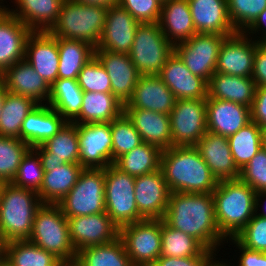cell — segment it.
<instances>
[{"mask_svg": "<svg viewBox=\"0 0 266 266\" xmlns=\"http://www.w3.org/2000/svg\"><path fill=\"white\" fill-rule=\"evenodd\" d=\"M162 220L216 251L227 240L217 226L212 193L171 192Z\"/></svg>", "mask_w": 266, "mask_h": 266, "instance_id": "cell-1", "label": "cell"}, {"mask_svg": "<svg viewBox=\"0 0 266 266\" xmlns=\"http://www.w3.org/2000/svg\"><path fill=\"white\" fill-rule=\"evenodd\" d=\"M160 168L170 192L212 193L218 183L195 146L162 150Z\"/></svg>", "mask_w": 266, "mask_h": 266, "instance_id": "cell-2", "label": "cell"}, {"mask_svg": "<svg viewBox=\"0 0 266 266\" xmlns=\"http://www.w3.org/2000/svg\"><path fill=\"white\" fill-rule=\"evenodd\" d=\"M220 233L234 238L256 213V192L240 178L218 181L212 192Z\"/></svg>", "mask_w": 266, "mask_h": 266, "instance_id": "cell-3", "label": "cell"}, {"mask_svg": "<svg viewBox=\"0 0 266 266\" xmlns=\"http://www.w3.org/2000/svg\"><path fill=\"white\" fill-rule=\"evenodd\" d=\"M42 204L37 192L3 183L0 195V234L8 242L28 240L36 211Z\"/></svg>", "mask_w": 266, "mask_h": 266, "instance_id": "cell-4", "label": "cell"}, {"mask_svg": "<svg viewBox=\"0 0 266 266\" xmlns=\"http://www.w3.org/2000/svg\"><path fill=\"white\" fill-rule=\"evenodd\" d=\"M107 9L64 0L58 19L48 31L57 38L82 40L97 47L105 24Z\"/></svg>", "mask_w": 266, "mask_h": 266, "instance_id": "cell-5", "label": "cell"}, {"mask_svg": "<svg viewBox=\"0 0 266 266\" xmlns=\"http://www.w3.org/2000/svg\"><path fill=\"white\" fill-rule=\"evenodd\" d=\"M28 241L60 260L77 258L70 239L67 217L58 204H42L37 209Z\"/></svg>", "mask_w": 266, "mask_h": 266, "instance_id": "cell-6", "label": "cell"}, {"mask_svg": "<svg viewBox=\"0 0 266 266\" xmlns=\"http://www.w3.org/2000/svg\"><path fill=\"white\" fill-rule=\"evenodd\" d=\"M174 46L161 31L159 23H140L129 57L141 75H159Z\"/></svg>", "mask_w": 266, "mask_h": 266, "instance_id": "cell-7", "label": "cell"}, {"mask_svg": "<svg viewBox=\"0 0 266 266\" xmlns=\"http://www.w3.org/2000/svg\"><path fill=\"white\" fill-rule=\"evenodd\" d=\"M135 178L113 164L105 168V212L119 229L143 220L135 201Z\"/></svg>", "mask_w": 266, "mask_h": 266, "instance_id": "cell-8", "label": "cell"}, {"mask_svg": "<svg viewBox=\"0 0 266 266\" xmlns=\"http://www.w3.org/2000/svg\"><path fill=\"white\" fill-rule=\"evenodd\" d=\"M58 205L67 218L105 212V169L84 168Z\"/></svg>", "mask_w": 266, "mask_h": 266, "instance_id": "cell-9", "label": "cell"}, {"mask_svg": "<svg viewBox=\"0 0 266 266\" xmlns=\"http://www.w3.org/2000/svg\"><path fill=\"white\" fill-rule=\"evenodd\" d=\"M133 266H151L161 255V219H143L119 229Z\"/></svg>", "mask_w": 266, "mask_h": 266, "instance_id": "cell-10", "label": "cell"}, {"mask_svg": "<svg viewBox=\"0 0 266 266\" xmlns=\"http://www.w3.org/2000/svg\"><path fill=\"white\" fill-rule=\"evenodd\" d=\"M169 116L172 146H195L207 132L206 99L176 100Z\"/></svg>", "mask_w": 266, "mask_h": 266, "instance_id": "cell-11", "label": "cell"}, {"mask_svg": "<svg viewBox=\"0 0 266 266\" xmlns=\"http://www.w3.org/2000/svg\"><path fill=\"white\" fill-rule=\"evenodd\" d=\"M227 36L196 33L188 40L174 46V51L193 75L207 83L216 73L218 54Z\"/></svg>", "mask_w": 266, "mask_h": 266, "instance_id": "cell-12", "label": "cell"}, {"mask_svg": "<svg viewBox=\"0 0 266 266\" xmlns=\"http://www.w3.org/2000/svg\"><path fill=\"white\" fill-rule=\"evenodd\" d=\"M79 164L88 169L112 165L110 122L77 124Z\"/></svg>", "mask_w": 266, "mask_h": 266, "instance_id": "cell-13", "label": "cell"}, {"mask_svg": "<svg viewBox=\"0 0 266 266\" xmlns=\"http://www.w3.org/2000/svg\"><path fill=\"white\" fill-rule=\"evenodd\" d=\"M236 32L223 41L217 59L216 73L251 77L258 39Z\"/></svg>", "mask_w": 266, "mask_h": 266, "instance_id": "cell-14", "label": "cell"}, {"mask_svg": "<svg viewBox=\"0 0 266 266\" xmlns=\"http://www.w3.org/2000/svg\"><path fill=\"white\" fill-rule=\"evenodd\" d=\"M69 234L76 252L93 245H103L119 237V228L106 212L68 217Z\"/></svg>", "mask_w": 266, "mask_h": 266, "instance_id": "cell-15", "label": "cell"}, {"mask_svg": "<svg viewBox=\"0 0 266 266\" xmlns=\"http://www.w3.org/2000/svg\"><path fill=\"white\" fill-rule=\"evenodd\" d=\"M170 193L161 168L135 178V201L143 219H162Z\"/></svg>", "mask_w": 266, "mask_h": 266, "instance_id": "cell-16", "label": "cell"}, {"mask_svg": "<svg viewBox=\"0 0 266 266\" xmlns=\"http://www.w3.org/2000/svg\"><path fill=\"white\" fill-rule=\"evenodd\" d=\"M139 24L140 22L120 5L108 8L104 29L95 50L129 54Z\"/></svg>", "mask_w": 266, "mask_h": 266, "instance_id": "cell-17", "label": "cell"}, {"mask_svg": "<svg viewBox=\"0 0 266 266\" xmlns=\"http://www.w3.org/2000/svg\"><path fill=\"white\" fill-rule=\"evenodd\" d=\"M24 60L51 86L58 79L57 37L48 31H32L26 41Z\"/></svg>", "mask_w": 266, "mask_h": 266, "instance_id": "cell-18", "label": "cell"}, {"mask_svg": "<svg viewBox=\"0 0 266 266\" xmlns=\"http://www.w3.org/2000/svg\"><path fill=\"white\" fill-rule=\"evenodd\" d=\"M158 76L173 92L176 100L208 97V83L193 75L175 51L168 57Z\"/></svg>", "mask_w": 266, "mask_h": 266, "instance_id": "cell-19", "label": "cell"}, {"mask_svg": "<svg viewBox=\"0 0 266 266\" xmlns=\"http://www.w3.org/2000/svg\"><path fill=\"white\" fill-rule=\"evenodd\" d=\"M0 82L8 92L32 98L37 104H48L51 86L25 60L5 69Z\"/></svg>", "mask_w": 266, "mask_h": 266, "instance_id": "cell-20", "label": "cell"}, {"mask_svg": "<svg viewBox=\"0 0 266 266\" xmlns=\"http://www.w3.org/2000/svg\"><path fill=\"white\" fill-rule=\"evenodd\" d=\"M95 56L105 68L111 81V93L123 104L132 97L141 76L129 54L95 50Z\"/></svg>", "mask_w": 266, "mask_h": 266, "instance_id": "cell-21", "label": "cell"}, {"mask_svg": "<svg viewBox=\"0 0 266 266\" xmlns=\"http://www.w3.org/2000/svg\"><path fill=\"white\" fill-rule=\"evenodd\" d=\"M175 101L173 92L158 75H141L124 109H146L169 115Z\"/></svg>", "mask_w": 266, "mask_h": 266, "instance_id": "cell-22", "label": "cell"}, {"mask_svg": "<svg viewBox=\"0 0 266 266\" xmlns=\"http://www.w3.org/2000/svg\"><path fill=\"white\" fill-rule=\"evenodd\" d=\"M207 131L229 137L251 122L250 107L206 98Z\"/></svg>", "mask_w": 266, "mask_h": 266, "instance_id": "cell-23", "label": "cell"}, {"mask_svg": "<svg viewBox=\"0 0 266 266\" xmlns=\"http://www.w3.org/2000/svg\"><path fill=\"white\" fill-rule=\"evenodd\" d=\"M32 31L0 5V74L16 62L24 60L25 45Z\"/></svg>", "mask_w": 266, "mask_h": 266, "instance_id": "cell-24", "label": "cell"}, {"mask_svg": "<svg viewBox=\"0 0 266 266\" xmlns=\"http://www.w3.org/2000/svg\"><path fill=\"white\" fill-rule=\"evenodd\" d=\"M195 148L217 181L240 178L227 137L207 131Z\"/></svg>", "mask_w": 266, "mask_h": 266, "instance_id": "cell-25", "label": "cell"}, {"mask_svg": "<svg viewBox=\"0 0 266 266\" xmlns=\"http://www.w3.org/2000/svg\"><path fill=\"white\" fill-rule=\"evenodd\" d=\"M44 171L38 196L43 204H58L74 187L84 169L76 163L42 162Z\"/></svg>", "mask_w": 266, "mask_h": 266, "instance_id": "cell-26", "label": "cell"}, {"mask_svg": "<svg viewBox=\"0 0 266 266\" xmlns=\"http://www.w3.org/2000/svg\"><path fill=\"white\" fill-rule=\"evenodd\" d=\"M196 33L229 36L237 31L231 24L227 0H188Z\"/></svg>", "mask_w": 266, "mask_h": 266, "instance_id": "cell-27", "label": "cell"}, {"mask_svg": "<svg viewBox=\"0 0 266 266\" xmlns=\"http://www.w3.org/2000/svg\"><path fill=\"white\" fill-rule=\"evenodd\" d=\"M66 123L50 105L38 104L22 123L21 140L35 148L52 138Z\"/></svg>", "mask_w": 266, "mask_h": 266, "instance_id": "cell-28", "label": "cell"}, {"mask_svg": "<svg viewBox=\"0 0 266 266\" xmlns=\"http://www.w3.org/2000/svg\"><path fill=\"white\" fill-rule=\"evenodd\" d=\"M140 134L142 141L159 147L161 150L172 146L170 116L146 109H124Z\"/></svg>", "mask_w": 266, "mask_h": 266, "instance_id": "cell-29", "label": "cell"}, {"mask_svg": "<svg viewBox=\"0 0 266 266\" xmlns=\"http://www.w3.org/2000/svg\"><path fill=\"white\" fill-rule=\"evenodd\" d=\"M158 23L173 46L196 34L188 0H167L162 3Z\"/></svg>", "mask_w": 266, "mask_h": 266, "instance_id": "cell-30", "label": "cell"}, {"mask_svg": "<svg viewBox=\"0 0 266 266\" xmlns=\"http://www.w3.org/2000/svg\"><path fill=\"white\" fill-rule=\"evenodd\" d=\"M64 0H14L17 8H7L9 15L18 18L31 31H49L56 23Z\"/></svg>", "mask_w": 266, "mask_h": 266, "instance_id": "cell-31", "label": "cell"}, {"mask_svg": "<svg viewBox=\"0 0 266 266\" xmlns=\"http://www.w3.org/2000/svg\"><path fill=\"white\" fill-rule=\"evenodd\" d=\"M34 149L41 162L79 164L77 123L67 122L52 138Z\"/></svg>", "mask_w": 266, "mask_h": 266, "instance_id": "cell-32", "label": "cell"}, {"mask_svg": "<svg viewBox=\"0 0 266 266\" xmlns=\"http://www.w3.org/2000/svg\"><path fill=\"white\" fill-rule=\"evenodd\" d=\"M256 85L251 77L215 73L208 82V97L251 107Z\"/></svg>", "mask_w": 266, "mask_h": 266, "instance_id": "cell-33", "label": "cell"}, {"mask_svg": "<svg viewBox=\"0 0 266 266\" xmlns=\"http://www.w3.org/2000/svg\"><path fill=\"white\" fill-rule=\"evenodd\" d=\"M124 112V104L112 93L84 92L77 124L111 122Z\"/></svg>", "mask_w": 266, "mask_h": 266, "instance_id": "cell-34", "label": "cell"}, {"mask_svg": "<svg viewBox=\"0 0 266 266\" xmlns=\"http://www.w3.org/2000/svg\"><path fill=\"white\" fill-rule=\"evenodd\" d=\"M58 79H77L82 67L95 56V47L74 39L57 38Z\"/></svg>", "mask_w": 266, "mask_h": 266, "instance_id": "cell-35", "label": "cell"}, {"mask_svg": "<svg viewBox=\"0 0 266 266\" xmlns=\"http://www.w3.org/2000/svg\"><path fill=\"white\" fill-rule=\"evenodd\" d=\"M83 95L77 79H57L51 85L48 105L67 122H72L80 114Z\"/></svg>", "mask_w": 266, "mask_h": 266, "instance_id": "cell-36", "label": "cell"}, {"mask_svg": "<svg viewBox=\"0 0 266 266\" xmlns=\"http://www.w3.org/2000/svg\"><path fill=\"white\" fill-rule=\"evenodd\" d=\"M162 150L143 142L131 151L118 157L113 165L121 172L137 177L160 169Z\"/></svg>", "mask_w": 266, "mask_h": 266, "instance_id": "cell-37", "label": "cell"}, {"mask_svg": "<svg viewBox=\"0 0 266 266\" xmlns=\"http://www.w3.org/2000/svg\"><path fill=\"white\" fill-rule=\"evenodd\" d=\"M38 104L29 97L7 92L0 116V136L21 140V126Z\"/></svg>", "mask_w": 266, "mask_h": 266, "instance_id": "cell-38", "label": "cell"}, {"mask_svg": "<svg viewBox=\"0 0 266 266\" xmlns=\"http://www.w3.org/2000/svg\"><path fill=\"white\" fill-rule=\"evenodd\" d=\"M77 259L82 266H133L120 237L107 244L81 249Z\"/></svg>", "mask_w": 266, "mask_h": 266, "instance_id": "cell-39", "label": "cell"}, {"mask_svg": "<svg viewBox=\"0 0 266 266\" xmlns=\"http://www.w3.org/2000/svg\"><path fill=\"white\" fill-rule=\"evenodd\" d=\"M235 165L242 170L263 147V130L250 122L235 134L227 137Z\"/></svg>", "mask_w": 266, "mask_h": 266, "instance_id": "cell-40", "label": "cell"}, {"mask_svg": "<svg viewBox=\"0 0 266 266\" xmlns=\"http://www.w3.org/2000/svg\"><path fill=\"white\" fill-rule=\"evenodd\" d=\"M206 248L194 237L168 226L161 219V255L166 257L200 256Z\"/></svg>", "mask_w": 266, "mask_h": 266, "instance_id": "cell-41", "label": "cell"}, {"mask_svg": "<svg viewBox=\"0 0 266 266\" xmlns=\"http://www.w3.org/2000/svg\"><path fill=\"white\" fill-rule=\"evenodd\" d=\"M6 260L12 266H56L60 261L54 254L28 240L7 242Z\"/></svg>", "mask_w": 266, "mask_h": 266, "instance_id": "cell-42", "label": "cell"}, {"mask_svg": "<svg viewBox=\"0 0 266 266\" xmlns=\"http://www.w3.org/2000/svg\"><path fill=\"white\" fill-rule=\"evenodd\" d=\"M31 147L16 137L0 136V181L10 183Z\"/></svg>", "mask_w": 266, "mask_h": 266, "instance_id": "cell-43", "label": "cell"}, {"mask_svg": "<svg viewBox=\"0 0 266 266\" xmlns=\"http://www.w3.org/2000/svg\"><path fill=\"white\" fill-rule=\"evenodd\" d=\"M112 135V164L121 155L143 143L131 120L123 112L110 122Z\"/></svg>", "mask_w": 266, "mask_h": 266, "instance_id": "cell-44", "label": "cell"}, {"mask_svg": "<svg viewBox=\"0 0 266 266\" xmlns=\"http://www.w3.org/2000/svg\"><path fill=\"white\" fill-rule=\"evenodd\" d=\"M43 167L38 152L31 148L23 157L16 175L10 182L16 187L39 192L43 180Z\"/></svg>", "mask_w": 266, "mask_h": 266, "instance_id": "cell-45", "label": "cell"}, {"mask_svg": "<svg viewBox=\"0 0 266 266\" xmlns=\"http://www.w3.org/2000/svg\"><path fill=\"white\" fill-rule=\"evenodd\" d=\"M266 8V0H227L228 16L237 32H245Z\"/></svg>", "mask_w": 266, "mask_h": 266, "instance_id": "cell-46", "label": "cell"}, {"mask_svg": "<svg viewBox=\"0 0 266 266\" xmlns=\"http://www.w3.org/2000/svg\"><path fill=\"white\" fill-rule=\"evenodd\" d=\"M77 81L83 92L111 93L110 77L96 56L82 67Z\"/></svg>", "mask_w": 266, "mask_h": 266, "instance_id": "cell-47", "label": "cell"}, {"mask_svg": "<svg viewBox=\"0 0 266 266\" xmlns=\"http://www.w3.org/2000/svg\"><path fill=\"white\" fill-rule=\"evenodd\" d=\"M234 238L248 249L266 253V218L254 214Z\"/></svg>", "mask_w": 266, "mask_h": 266, "instance_id": "cell-48", "label": "cell"}, {"mask_svg": "<svg viewBox=\"0 0 266 266\" xmlns=\"http://www.w3.org/2000/svg\"><path fill=\"white\" fill-rule=\"evenodd\" d=\"M240 179L255 192H266V149L261 150L240 170Z\"/></svg>", "mask_w": 266, "mask_h": 266, "instance_id": "cell-49", "label": "cell"}, {"mask_svg": "<svg viewBox=\"0 0 266 266\" xmlns=\"http://www.w3.org/2000/svg\"><path fill=\"white\" fill-rule=\"evenodd\" d=\"M119 5L140 23L158 22L162 8L159 0H120Z\"/></svg>", "mask_w": 266, "mask_h": 266, "instance_id": "cell-50", "label": "cell"}, {"mask_svg": "<svg viewBox=\"0 0 266 266\" xmlns=\"http://www.w3.org/2000/svg\"><path fill=\"white\" fill-rule=\"evenodd\" d=\"M216 251L206 249L195 257L160 256L151 266H219L222 261L216 260Z\"/></svg>", "mask_w": 266, "mask_h": 266, "instance_id": "cell-51", "label": "cell"}, {"mask_svg": "<svg viewBox=\"0 0 266 266\" xmlns=\"http://www.w3.org/2000/svg\"><path fill=\"white\" fill-rule=\"evenodd\" d=\"M250 113L251 121L255 122L262 130L266 129V86L256 87Z\"/></svg>", "mask_w": 266, "mask_h": 266, "instance_id": "cell-52", "label": "cell"}, {"mask_svg": "<svg viewBox=\"0 0 266 266\" xmlns=\"http://www.w3.org/2000/svg\"><path fill=\"white\" fill-rule=\"evenodd\" d=\"M251 78L256 87L266 86V43L259 42L256 46Z\"/></svg>", "mask_w": 266, "mask_h": 266, "instance_id": "cell-53", "label": "cell"}, {"mask_svg": "<svg viewBox=\"0 0 266 266\" xmlns=\"http://www.w3.org/2000/svg\"><path fill=\"white\" fill-rule=\"evenodd\" d=\"M228 240L232 241L241 252L240 258H238V266H266V253L248 249L235 238H228L226 241L228 242Z\"/></svg>", "mask_w": 266, "mask_h": 266, "instance_id": "cell-54", "label": "cell"}, {"mask_svg": "<svg viewBox=\"0 0 266 266\" xmlns=\"http://www.w3.org/2000/svg\"><path fill=\"white\" fill-rule=\"evenodd\" d=\"M264 28V29H263ZM262 34L261 37L257 36L259 40L258 42L266 43V8L259 14L258 18L254 21V23L245 31L249 37H253V34L259 33ZM262 31V32H261ZM249 33V34H248ZM252 33V34H251Z\"/></svg>", "mask_w": 266, "mask_h": 266, "instance_id": "cell-55", "label": "cell"}, {"mask_svg": "<svg viewBox=\"0 0 266 266\" xmlns=\"http://www.w3.org/2000/svg\"><path fill=\"white\" fill-rule=\"evenodd\" d=\"M75 3L88 6H101L106 9L119 5L120 0H71Z\"/></svg>", "mask_w": 266, "mask_h": 266, "instance_id": "cell-56", "label": "cell"}, {"mask_svg": "<svg viewBox=\"0 0 266 266\" xmlns=\"http://www.w3.org/2000/svg\"><path fill=\"white\" fill-rule=\"evenodd\" d=\"M264 198H266V192L265 191H259V192L256 193V213L255 214L258 215V216H262V217L266 218V210H265L266 209V206H265L266 203L264 204V208L265 209L263 210L262 213H259L260 210L258 209L260 207V205H262L261 204L262 203V199H264Z\"/></svg>", "mask_w": 266, "mask_h": 266, "instance_id": "cell-57", "label": "cell"}, {"mask_svg": "<svg viewBox=\"0 0 266 266\" xmlns=\"http://www.w3.org/2000/svg\"><path fill=\"white\" fill-rule=\"evenodd\" d=\"M7 240L0 234V264L6 260Z\"/></svg>", "mask_w": 266, "mask_h": 266, "instance_id": "cell-58", "label": "cell"}, {"mask_svg": "<svg viewBox=\"0 0 266 266\" xmlns=\"http://www.w3.org/2000/svg\"><path fill=\"white\" fill-rule=\"evenodd\" d=\"M56 266H82L77 258L70 260H60Z\"/></svg>", "mask_w": 266, "mask_h": 266, "instance_id": "cell-59", "label": "cell"}, {"mask_svg": "<svg viewBox=\"0 0 266 266\" xmlns=\"http://www.w3.org/2000/svg\"><path fill=\"white\" fill-rule=\"evenodd\" d=\"M7 92L5 86L0 82V116Z\"/></svg>", "mask_w": 266, "mask_h": 266, "instance_id": "cell-60", "label": "cell"}, {"mask_svg": "<svg viewBox=\"0 0 266 266\" xmlns=\"http://www.w3.org/2000/svg\"><path fill=\"white\" fill-rule=\"evenodd\" d=\"M263 147L266 149V129L263 130Z\"/></svg>", "mask_w": 266, "mask_h": 266, "instance_id": "cell-61", "label": "cell"}, {"mask_svg": "<svg viewBox=\"0 0 266 266\" xmlns=\"http://www.w3.org/2000/svg\"><path fill=\"white\" fill-rule=\"evenodd\" d=\"M0 266H12V265L7 260H5L0 264Z\"/></svg>", "mask_w": 266, "mask_h": 266, "instance_id": "cell-62", "label": "cell"}, {"mask_svg": "<svg viewBox=\"0 0 266 266\" xmlns=\"http://www.w3.org/2000/svg\"><path fill=\"white\" fill-rule=\"evenodd\" d=\"M2 188H3V182L0 181V195H1Z\"/></svg>", "mask_w": 266, "mask_h": 266, "instance_id": "cell-63", "label": "cell"}, {"mask_svg": "<svg viewBox=\"0 0 266 266\" xmlns=\"http://www.w3.org/2000/svg\"><path fill=\"white\" fill-rule=\"evenodd\" d=\"M225 266H230L229 264L225 263V262H222ZM234 266V265H233Z\"/></svg>", "mask_w": 266, "mask_h": 266, "instance_id": "cell-64", "label": "cell"}]
</instances>
